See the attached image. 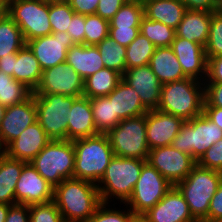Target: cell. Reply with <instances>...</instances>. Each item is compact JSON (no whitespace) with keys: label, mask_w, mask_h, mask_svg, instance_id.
<instances>
[{"label":"cell","mask_w":222,"mask_h":222,"mask_svg":"<svg viewBox=\"0 0 222 222\" xmlns=\"http://www.w3.org/2000/svg\"><path fill=\"white\" fill-rule=\"evenodd\" d=\"M25 163L7 155L0 160V204H16L15 188Z\"/></svg>","instance_id":"obj_29"},{"label":"cell","mask_w":222,"mask_h":222,"mask_svg":"<svg viewBox=\"0 0 222 222\" xmlns=\"http://www.w3.org/2000/svg\"><path fill=\"white\" fill-rule=\"evenodd\" d=\"M107 97L113 100L114 115H118V123L121 120L148 112L135 89L123 79Z\"/></svg>","instance_id":"obj_23"},{"label":"cell","mask_w":222,"mask_h":222,"mask_svg":"<svg viewBox=\"0 0 222 222\" xmlns=\"http://www.w3.org/2000/svg\"><path fill=\"white\" fill-rule=\"evenodd\" d=\"M222 182V172L196 164L190 174L175 186L184 196L193 218L207 222L210 200Z\"/></svg>","instance_id":"obj_4"},{"label":"cell","mask_w":222,"mask_h":222,"mask_svg":"<svg viewBox=\"0 0 222 222\" xmlns=\"http://www.w3.org/2000/svg\"><path fill=\"white\" fill-rule=\"evenodd\" d=\"M5 110H6V107L3 106L1 103H0V124H1V121L4 117V114H5Z\"/></svg>","instance_id":"obj_59"},{"label":"cell","mask_w":222,"mask_h":222,"mask_svg":"<svg viewBox=\"0 0 222 222\" xmlns=\"http://www.w3.org/2000/svg\"><path fill=\"white\" fill-rule=\"evenodd\" d=\"M42 72L38 60L27 45L14 53V79L32 92L38 86Z\"/></svg>","instance_id":"obj_28"},{"label":"cell","mask_w":222,"mask_h":222,"mask_svg":"<svg viewBox=\"0 0 222 222\" xmlns=\"http://www.w3.org/2000/svg\"><path fill=\"white\" fill-rule=\"evenodd\" d=\"M0 71L14 78V53L0 57Z\"/></svg>","instance_id":"obj_54"},{"label":"cell","mask_w":222,"mask_h":222,"mask_svg":"<svg viewBox=\"0 0 222 222\" xmlns=\"http://www.w3.org/2000/svg\"><path fill=\"white\" fill-rule=\"evenodd\" d=\"M75 152L73 141L51 140L30 161L36 171L53 187L73 178Z\"/></svg>","instance_id":"obj_6"},{"label":"cell","mask_w":222,"mask_h":222,"mask_svg":"<svg viewBox=\"0 0 222 222\" xmlns=\"http://www.w3.org/2000/svg\"><path fill=\"white\" fill-rule=\"evenodd\" d=\"M105 68L124 74L126 71V47L118 44L109 35L96 45Z\"/></svg>","instance_id":"obj_33"},{"label":"cell","mask_w":222,"mask_h":222,"mask_svg":"<svg viewBox=\"0 0 222 222\" xmlns=\"http://www.w3.org/2000/svg\"><path fill=\"white\" fill-rule=\"evenodd\" d=\"M171 48L187 78L198 81L202 79V82L205 81L207 75V57L204 46L175 35Z\"/></svg>","instance_id":"obj_19"},{"label":"cell","mask_w":222,"mask_h":222,"mask_svg":"<svg viewBox=\"0 0 222 222\" xmlns=\"http://www.w3.org/2000/svg\"><path fill=\"white\" fill-rule=\"evenodd\" d=\"M155 45L141 33L126 47V67L145 66L154 54Z\"/></svg>","instance_id":"obj_35"},{"label":"cell","mask_w":222,"mask_h":222,"mask_svg":"<svg viewBox=\"0 0 222 222\" xmlns=\"http://www.w3.org/2000/svg\"><path fill=\"white\" fill-rule=\"evenodd\" d=\"M5 222H29V206L23 204L11 205Z\"/></svg>","instance_id":"obj_51"},{"label":"cell","mask_w":222,"mask_h":222,"mask_svg":"<svg viewBox=\"0 0 222 222\" xmlns=\"http://www.w3.org/2000/svg\"><path fill=\"white\" fill-rule=\"evenodd\" d=\"M140 33L148 38L156 48L171 47L176 35L175 29L145 16L141 20Z\"/></svg>","instance_id":"obj_36"},{"label":"cell","mask_w":222,"mask_h":222,"mask_svg":"<svg viewBox=\"0 0 222 222\" xmlns=\"http://www.w3.org/2000/svg\"><path fill=\"white\" fill-rule=\"evenodd\" d=\"M217 13L222 16V0H219Z\"/></svg>","instance_id":"obj_60"},{"label":"cell","mask_w":222,"mask_h":222,"mask_svg":"<svg viewBox=\"0 0 222 222\" xmlns=\"http://www.w3.org/2000/svg\"><path fill=\"white\" fill-rule=\"evenodd\" d=\"M221 138V128L202 113L184 122L171 145L198 162L206 150Z\"/></svg>","instance_id":"obj_7"},{"label":"cell","mask_w":222,"mask_h":222,"mask_svg":"<svg viewBox=\"0 0 222 222\" xmlns=\"http://www.w3.org/2000/svg\"><path fill=\"white\" fill-rule=\"evenodd\" d=\"M84 91L83 78L66 62L44 70L34 95L62 94L81 97Z\"/></svg>","instance_id":"obj_13"},{"label":"cell","mask_w":222,"mask_h":222,"mask_svg":"<svg viewBox=\"0 0 222 222\" xmlns=\"http://www.w3.org/2000/svg\"><path fill=\"white\" fill-rule=\"evenodd\" d=\"M129 0H99L95 14L110 21L119 9Z\"/></svg>","instance_id":"obj_47"},{"label":"cell","mask_w":222,"mask_h":222,"mask_svg":"<svg viewBox=\"0 0 222 222\" xmlns=\"http://www.w3.org/2000/svg\"><path fill=\"white\" fill-rule=\"evenodd\" d=\"M67 140L86 138L99 134L95 127L91 102L88 97H78L69 110Z\"/></svg>","instance_id":"obj_22"},{"label":"cell","mask_w":222,"mask_h":222,"mask_svg":"<svg viewBox=\"0 0 222 222\" xmlns=\"http://www.w3.org/2000/svg\"><path fill=\"white\" fill-rule=\"evenodd\" d=\"M74 14L75 12L68 2L49 4V21L52 32H67Z\"/></svg>","instance_id":"obj_39"},{"label":"cell","mask_w":222,"mask_h":222,"mask_svg":"<svg viewBox=\"0 0 222 222\" xmlns=\"http://www.w3.org/2000/svg\"><path fill=\"white\" fill-rule=\"evenodd\" d=\"M74 44L67 32H52L50 35L26 42L38 60L42 71L66 62L67 51Z\"/></svg>","instance_id":"obj_14"},{"label":"cell","mask_w":222,"mask_h":222,"mask_svg":"<svg viewBox=\"0 0 222 222\" xmlns=\"http://www.w3.org/2000/svg\"><path fill=\"white\" fill-rule=\"evenodd\" d=\"M129 222H148L147 217L144 214H132Z\"/></svg>","instance_id":"obj_56"},{"label":"cell","mask_w":222,"mask_h":222,"mask_svg":"<svg viewBox=\"0 0 222 222\" xmlns=\"http://www.w3.org/2000/svg\"><path fill=\"white\" fill-rule=\"evenodd\" d=\"M37 121V107L34 94L19 104L7 107L0 124V134L7 146L28 126Z\"/></svg>","instance_id":"obj_17"},{"label":"cell","mask_w":222,"mask_h":222,"mask_svg":"<svg viewBox=\"0 0 222 222\" xmlns=\"http://www.w3.org/2000/svg\"><path fill=\"white\" fill-rule=\"evenodd\" d=\"M148 65L162 84L187 78L171 47L156 48Z\"/></svg>","instance_id":"obj_27"},{"label":"cell","mask_w":222,"mask_h":222,"mask_svg":"<svg viewBox=\"0 0 222 222\" xmlns=\"http://www.w3.org/2000/svg\"><path fill=\"white\" fill-rule=\"evenodd\" d=\"M50 141L41 125L36 121L6 146V155L29 163Z\"/></svg>","instance_id":"obj_21"},{"label":"cell","mask_w":222,"mask_h":222,"mask_svg":"<svg viewBox=\"0 0 222 222\" xmlns=\"http://www.w3.org/2000/svg\"><path fill=\"white\" fill-rule=\"evenodd\" d=\"M186 10L217 12L219 0H181Z\"/></svg>","instance_id":"obj_50"},{"label":"cell","mask_w":222,"mask_h":222,"mask_svg":"<svg viewBox=\"0 0 222 222\" xmlns=\"http://www.w3.org/2000/svg\"><path fill=\"white\" fill-rule=\"evenodd\" d=\"M66 63L85 80L105 68L100 52L95 45L74 44L67 51Z\"/></svg>","instance_id":"obj_24"},{"label":"cell","mask_w":222,"mask_h":222,"mask_svg":"<svg viewBox=\"0 0 222 222\" xmlns=\"http://www.w3.org/2000/svg\"><path fill=\"white\" fill-rule=\"evenodd\" d=\"M6 155V145L4 144L0 134V160Z\"/></svg>","instance_id":"obj_57"},{"label":"cell","mask_w":222,"mask_h":222,"mask_svg":"<svg viewBox=\"0 0 222 222\" xmlns=\"http://www.w3.org/2000/svg\"><path fill=\"white\" fill-rule=\"evenodd\" d=\"M184 120L158 109L146 113V138L149 149L172 144Z\"/></svg>","instance_id":"obj_16"},{"label":"cell","mask_w":222,"mask_h":222,"mask_svg":"<svg viewBox=\"0 0 222 222\" xmlns=\"http://www.w3.org/2000/svg\"><path fill=\"white\" fill-rule=\"evenodd\" d=\"M185 78L162 84L158 110L189 121L203 113L204 82ZM202 86V87H201Z\"/></svg>","instance_id":"obj_3"},{"label":"cell","mask_w":222,"mask_h":222,"mask_svg":"<svg viewBox=\"0 0 222 222\" xmlns=\"http://www.w3.org/2000/svg\"><path fill=\"white\" fill-rule=\"evenodd\" d=\"M85 15L74 14L68 26L67 33L75 44H84L85 36Z\"/></svg>","instance_id":"obj_46"},{"label":"cell","mask_w":222,"mask_h":222,"mask_svg":"<svg viewBox=\"0 0 222 222\" xmlns=\"http://www.w3.org/2000/svg\"><path fill=\"white\" fill-rule=\"evenodd\" d=\"M37 122L50 140H67L69 110L78 97L62 94L34 95Z\"/></svg>","instance_id":"obj_10"},{"label":"cell","mask_w":222,"mask_h":222,"mask_svg":"<svg viewBox=\"0 0 222 222\" xmlns=\"http://www.w3.org/2000/svg\"><path fill=\"white\" fill-rule=\"evenodd\" d=\"M29 222H65L56 204L51 201L44 204L29 205Z\"/></svg>","instance_id":"obj_41"},{"label":"cell","mask_w":222,"mask_h":222,"mask_svg":"<svg viewBox=\"0 0 222 222\" xmlns=\"http://www.w3.org/2000/svg\"><path fill=\"white\" fill-rule=\"evenodd\" d=\"M146 162L172 185L184 180L197 164L191 155L175 149L172 145L151 149Z\"/></svg>","instance_id":"obj_12"},{"label":"cell","mask_w":222,"mask_h":222,"mask_svg":"<svg viewBox=\"0 0 222 222\" xmlns=\"http://www.w3.org/2000/svg\"><path fill=\"white\" fill-rule=\"evenodd\" d=\"M2 8L18 25L26 42L52 33L49 4L42 0H8Z\"/></svg>","instance_id":"obj_9"},{"label":"cell","mask_w":222,"mask_h":222,"mask_svg":"<svg viewBox=\"0 0 222 222\" xmlns=\"http://www.w3.org/2000/svg\"><path fill=\"white\" fill-rule=\"evenodd\" d=\"M75 162L73 178L98 184L104 176L113 150L106 134L73 140Z\"/></svg>","instance_id":"obj_2"},{"label":"cell","mask_w":222,"mask_h":222,"mask_svg":"<svg viewBox=\"0 0 222 222\" xmlns=\"http://www.w3.org/2000/svg\"><path fill=\"white\" fill-rule=\"evenodd\" d=\"M145 163L146 160L138 158L113 156L97 184L101 202L108 204L113 196L120 203H125L130 198Z\"/></svg>","instance_id":"obj_5"},{"label":"cell","mask_w":222,"mask_h":222,"mask_svg":"<svg viewBox=\"0 0 222 222\" xmlns=\"http://www.w3.org/2000/svg\"><path fill=\"white\" fill-rule=\"evenodd\" d=\"M99 0H68L69 5L76 14H95Z\"/></svg>","instance_id":"obj_52"},{"label":"cell","mask_w":222,"mask_h":222,"mask_svg":"<svg viewBox=\"0 0 222 222\" xmlns=\"http://www.w3.org/2000/svg\"><path fill=\"white\" fill-rule=\"evenodd\" d=\"M203 106L222 108V83H204Z\"/></svg>","instance_id":"obj_44"},{"label":"cell","mask_w":222,"mask_h":222,"mask_svg":"<svg viewBox=\"0 0 222 222\" xmlns=\"http://www.w3.org/2000/svg\"><path fill=\"white\" fill-rule=\"evenodd\" d=\"M203 113L222 130V108L214 106H203Z\"/></svg>","instance_id":"obj_53"},{"label":"cell","mask_w":222,"mask_h":222,"mask_svg":"<svg viewBox=\"0 0 222 222\" xmlns=\"http://www.w3.org/2000/svg\"><path fill=\"white\" fill-rule=\"evenodd\" d=\"M106 135L114 156L147 159L146 114L121 120Z\"/></svg>","instance_id":"obj_8"},{"label":"cell","mask_w":222,"mask_h":222,"mask_svg":"<svg viewBox=\"0 0 222 222\" xmlns=\"http://www.w3.org/2000/svg\"><path fill=\"white\" fill-rule=\"evenodd\" d=\"M205 52L207 59L222 55V16L217 12L212 13Z\"/></svg>","instance_id":"obj_40"},{"label":"cell","mask_w":222,"mask_h":222,"mask_svg":"<svg viewBox=\"0 0 222 222\" xmlns=\"http://www.w3.org/2000/svg\"><path fill=\"white\" fill-rule=\"evenodd\" d=\"M162 174L147 162L143 165L130 198L124 203L134 214H144L173 187Z\"/></svg>","instance_id":"obj_11"},{"label":"cell","mask_w":222,"mask_h":222,"mask_svg":"<svg viewBox=\"0 0 222 222\" xmlns=\"http://www.w3.org/2000/svg\"><path fill=\"white\" fill-rule=\"evenodd\" d=\"M54 187L31 165L25 163L15 188L16 204L33 205L53 201Z\"/></svg>","instance_id":"obj_15"},{"label":"cell","mask_w":222,"mask_h":222,"mask_svg":"<svg viewBox=\"0 0 222 222\" xmlns=\"http://www.w3.org/2000/svg\"><path fill=\"white\" fill-rule=\"evenodd\" d=\"M144 215L148 222H197L191 215L184 196L175 185Z\"/></svg>","instance_id":"obj_20"},{"label":"cell","mask_w":222,"mask_h":222,"mask_svg":"<svg viewBox=\"0 0 222 222\" xmlns=\"http://www.w3.org/2000/svg\"><path fill=\"white\" fill-rule=\"evenodd\" d=\"M108 204L101 203L94 212V215L88 222H129L133 212L130 209L126 211L106 208Z\"/></svg>","instance_id":"obj_42"},{"label":"cell","mask_w":222,"mask_h":222,"mask_svg":"<svg viewBox=\"0 0 222 222\" xmlns=\"http://www.w3.org/2000/svg\"><path fill=\"white\" fill-rule=\"evenodd\" d=\"M122 79V75L109 68H103L84 80L83 96L88 98L108 96Z\"/></svg>","instance_id":"obj_30"},{"label":"cell","mask_w":222,"mask_h":222,"mask_svg":"<svg viewBox=\"0 0 222 222\" xmlns=\"http://www.w3.org/2000/svg\"><path fill=\"white\" fill-rule=\"evenodd\" d=\"M197 164L206 169L222 172V138L206 150Z\"/></svg>","instance_id":"obj_43"},{"label":"cell","mask_w":222,"mask_h":222,"mask_svg":"<svg viewBox=\"0 0 222 222\" xmlns=\"http://www.w3.org/2000/svg\"><path fill=\"white\" fill-rule=\"evenodd\" d=\"M26 45L23 33L13 19L0 7V57L17 53Z\"/></svg>","instance_id":"obj_31"},{"label":"cell","mask_w":222,"mask_h":222,"mask_svg":"<svg viewBox=\"0 0 222 222\" xmlns=\"http://www.w3.org/2000/svg\"><path fill=\"white\" fill-rule=\"evenodd\" d=\"M8 0H0V5L3 6Z\"/></svg>","instance_id":"obj_61"},{"label":"cell","mask_w":222,"mask_h":222,"mask_svg":"<svg viewBox=\"0 0 222 222\" xmlns=\"http://www.w3.org/2000/svg\"><path fill=\"white\" fill-rule=\"evenodd\" d=\"M10 206L9 204H0V222H5Z\"/></svg>","instance_id":"obj_55"},{"label":"cell","mask_w":222,"mask_h":222,"mask_svg":"<svg viewBox=\"0 0 222 222\" xmlns=\"http://www.w3.org/2000/svg\"><path fill=\"white\" fill-rule=\"evenodd\" d=\"M122 79L135 89L147 110L157 109L161 100L162 83L149 65L126 69Z\"/></svg>","instance_id":"obj_18"},{"label":"cell","mask_w":222,"mask_h":222,"mask_svg":"<svg viewBox=\"0 0 222 222\" xmlns=\"http://www.w3.org/2000/svg\"><path fill=\"white\" fill-rule=\"evenodd\" d=\"M109 21L97 14L85 15L84 45H97L109 35Z\"/></svg>","instance_id":"obj_38"},{"label":"cell","mask_w":222,"mask_h":222,"mask_svg":"<svg viewBox=\"0 0 222 222\" xmlns=\"http://www.w3.org/2000/svg\"><path fill=\"white\" fill-rule=\"evenodd\" d=\"M143 17V3L138 0H129L109 21V28L140 27Z\"/></svg>","instance_id":"obj_37"},{"label":"cell","mask_w":222,"mask_h":222,"mask_svg":"<svg viewBox=\"0 0 222 222\" xmlns=\"http://www.w3.org/2000/svg\"><path fill=\"white\" fill-rule=\"evenodd\" d=\"M46 4H55V3H62V2H68V0H42Z\"/></svg>","instance_id":"obj_58"},{"label":"cell","mask_w":222,"mask_h":222,"mask_svg":"<svg viewBox=\"0 0 222 222\" xmlns=\"http://www.w3.org/2000/svg\"><path fill=\"white\" fill-rule=\"evenodd\" d=\"M140 33V27L109 28V36L118 44L127 47Z\"/></svg>","instance_id":"obj_45"},{"label":"cell","mask_w":222,"mask_h":222,"mask_svg":"<svg viewBox=\"0 0 222 222\" xmlns=\"http://www.w3.org/2000/svg\"><path fill=\"white\" fill-rule=\"evenodd\" d=\"M207 222H222V182L210 200Z\"/></svg>","instance_id":"obj_49"},{"label":"cell","mask_w":222,"mask_h":222,"mask_svg":"<svg viewBox=\"0 0 222 222\" xmlns=\"http://www.w3.org/2000/svg\"><path fill=\"white\" fill-rule=\"evenodd\" d=\"M144 16L177 29L184 17L186 7L181 0H146L143 2Z\"/></svg>","instance_id":"obj_26"},{"label":"cell","mask_w":222,"mask_h":222,"mask_svg":"<svg viewBox=\"0 0 222 222\" xmlns=\"http://www.w3.org/2000/svg\"><path fill=\"white\" fill-rule=\"evenodd\" d=\"M212 13L186 10L183 19L175 30L176 36L206 46Z\"/></svg>","instance_id":"obj_25"},{"label":"cell","mask_w":222,"mask_h":222,"mask_svg":"<svg viewBox=\"0 0 222 222\" xmlns=\"http://www.w3.org/2000/svg\"><path fill=\"white\" fill-rule=\"evenodd\" d=\"M89 99L97 132L107 134L118 124V115H114L113 100L107 96Z\"/></svg>","instance_id":"obj_32"},{"label":"cell","mask_w":222,"mask_h":222,"mask_svg":"<svg viewBox=\"0 0 222 222\" xmlns=\"http://www.w3.org/2000/svg\"><path fill=\"white\" fill-rule=\"evenodd\" d=\"M204 83H222V55L207 59V75Z\"/></svg>","instance_id":"obj_48"},{"label":"cell","mask_w":222,"mask_h":222,"mask_svg":"<svg viewBox=\"0 0 222 222\" xmlns=\"http://www.w3.org/2000/svg\"><path fill=\"white\" fill-rule=\"evenodd\" d=\"M53 202L65 222H88L102 203L97 184L76 178L54 187Z\"/></svg>","instance_id":"obj_1"},{"label":"cell","mask_w":222,"mask_h":222,"mask_svg":"<svg viewBox=\"0 0 222 222\" xmlns=\"http://www.w3.org/2000/svg\"><path fill=\"white\" fill-rule=\"evenodd\" d=\"M33 92L12 76L0 71V103L7 107L28 99Z\"/></svg>","instance_id":"obj_34"}]
</instances>
